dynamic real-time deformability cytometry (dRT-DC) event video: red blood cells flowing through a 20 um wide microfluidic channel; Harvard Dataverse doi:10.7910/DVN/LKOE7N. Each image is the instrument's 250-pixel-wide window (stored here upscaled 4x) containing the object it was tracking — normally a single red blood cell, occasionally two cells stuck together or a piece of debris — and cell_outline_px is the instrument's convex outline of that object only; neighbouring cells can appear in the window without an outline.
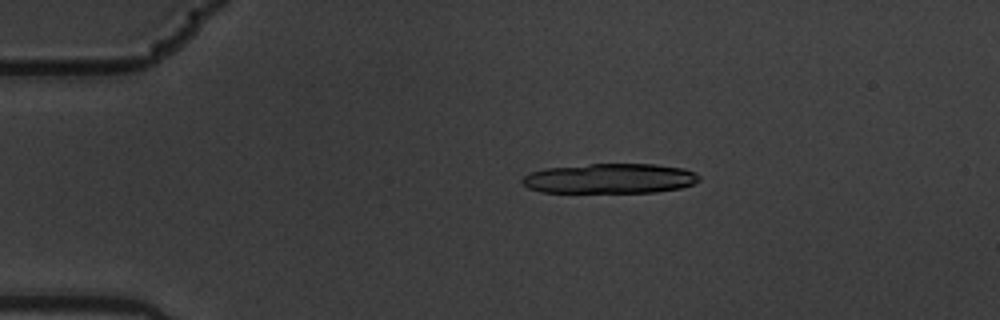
{"species": "common noctule bat (a hibernating species)", "species_latin": "Nyctalus noctula", "temperature_condition": "warm", "stored_images_in_passage": 6, "camera_frame_rate_fps": 3000, "um_per_image_px": 0.085, "animal": {"sex": "male", "body_mass_g": 19.5, "forearm_length_mm": 54.6}, "frame": {"image": 1, "passage_image": 3, "time_ms": 0.667, "image_size_px": [1000, 320], "cell_outline_px": [[700, 180], [692, 184], [680, 188], [656, 192], [540, 192], [528, 188], [520, 180], [528, 172], [544, 168], [588, 164], [656, 164], [684, 168], [696, 172], [700, 176]], "centroid_in_image_um": [51.83, 15.16], "position_along_channel_um": 33.2, "area_um2": 31.1}}